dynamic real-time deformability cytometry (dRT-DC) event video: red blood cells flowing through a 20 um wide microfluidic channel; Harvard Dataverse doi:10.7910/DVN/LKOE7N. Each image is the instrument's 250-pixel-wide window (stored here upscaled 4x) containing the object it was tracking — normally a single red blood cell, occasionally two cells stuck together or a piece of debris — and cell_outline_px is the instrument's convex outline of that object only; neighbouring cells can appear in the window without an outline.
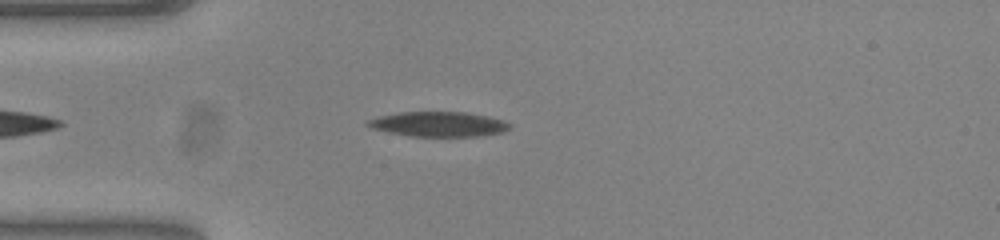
{"species": "common noctule bat (a hibernating species)", "species_latin": "Nyctalus noctula", "temperature_condition": "warm", "stored_images_in_passage": 45, "camera_frame_rate_fps": 3000, "um_per_image_px": 0.085, "animal": {"sex": "female", "body_mass_g": 23.0, "forearm_length_mm": 53.4}, "frame": {"image": 1, "passage_image": 6, "time_ms": 1.667, "image_size_px": [1000, 240], "cell_outline_px": [[512, 128], [500, 132], [476, 136], [412, 136], [372, 128], [364, 124], [368, 120], [380, 116], [400, 112], [468, 112], [500, 120], [512, 124]], "centroid_in_image_um": [37.27, 10.55], "position_along_channel_um": 47.7, "area_um2": 20.17}}
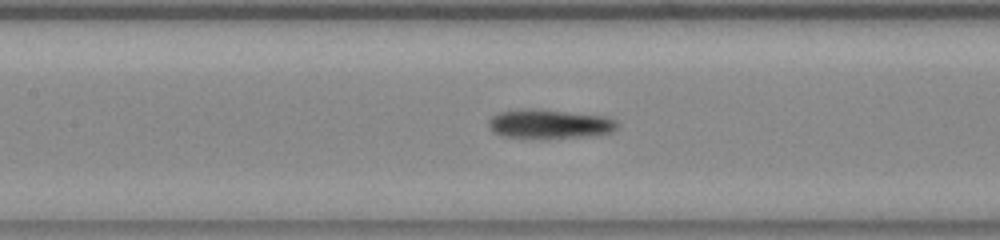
{"frame": {"image": 2, "passage_image": 16, "time_ms": 5.0, "image_size_px": [1000, 240], "cell_outline_px": [[616, 128], [612, 132], [580, 136], [540, 140], [532, 140], [504, 136], [496, 132], [488, 124], [492, 116], [500, 112], [520, 108], [532, 108], [604, 116], [616, 120]], "centroid_in_image_um": [46.65, 10.55], "position_along_channel_um": 160.7, "area_um2": 21.96}}
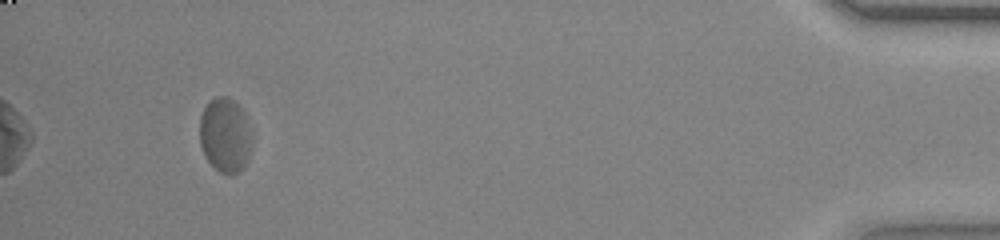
{"frame": {"image": 3, "passage_image": 42, "time_ms": 13.667, "image_size_px": [1000, 240], "cell_outline_px": [[252, 148], [248, 160], [244, 168], [240, 172], [228, 176], [220, 172], [208, 160], [200, 144], [200, 116], [204, 108], [216, 96], [228, 96], [248, 116], [252, 132]], "centroid_in_image_um": [19.19, 11.51], "position_along_channel_um": 416.0, "area_um2": 23.12}, "authors_computed_cell_mechanics": {"area_um2": 21.2704, "velocity_mm_per_s": 3.8001, "shape_relaxation_time_tau1_ms": 7.306, "shape_relaxation_time_tau2_ms": 1.6989, "deformation_change_tau1": 0.1989, "deformation_change_tau2": 0.0976}}